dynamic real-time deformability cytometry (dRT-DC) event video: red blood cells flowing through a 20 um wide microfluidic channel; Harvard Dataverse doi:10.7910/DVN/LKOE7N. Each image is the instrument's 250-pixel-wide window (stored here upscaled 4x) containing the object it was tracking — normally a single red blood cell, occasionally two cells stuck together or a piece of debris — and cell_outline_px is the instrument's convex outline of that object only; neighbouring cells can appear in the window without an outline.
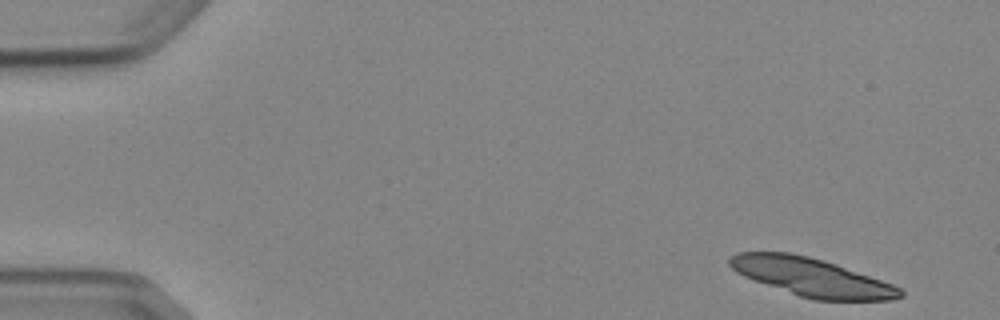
{"species": "Egyptian fruit bat (a non-hibernating species)", "species_latin": "Rousettus aegyptiacus", "temperature_condition": "cold", "stored_images_in_passage": 5, "segment_of_instrument_passage": [1, 2], "camera_frame_rate_fps": 3000, "um_per_image_px": 0.085, "animal": {"sex": "female"}, "frame": {"image": 1, "passage_image": 1, "time_ms": 0.0, "image_size_px": [1000, 320], "cell_outline_px": [[904, 296], [892, 300], [812, 300], [800, 296], [744, 276], [736, 272], [728, 264], [728, 260], [736, 252], [788, 252], [808, 256], [824, 260], [836, 264], [892, 284], [900, 288], [904, 292]], "centroid_in_image_um": [69.0, 23.55], "position_along_channel_um": 16.0, "area_um2": 37.63}}